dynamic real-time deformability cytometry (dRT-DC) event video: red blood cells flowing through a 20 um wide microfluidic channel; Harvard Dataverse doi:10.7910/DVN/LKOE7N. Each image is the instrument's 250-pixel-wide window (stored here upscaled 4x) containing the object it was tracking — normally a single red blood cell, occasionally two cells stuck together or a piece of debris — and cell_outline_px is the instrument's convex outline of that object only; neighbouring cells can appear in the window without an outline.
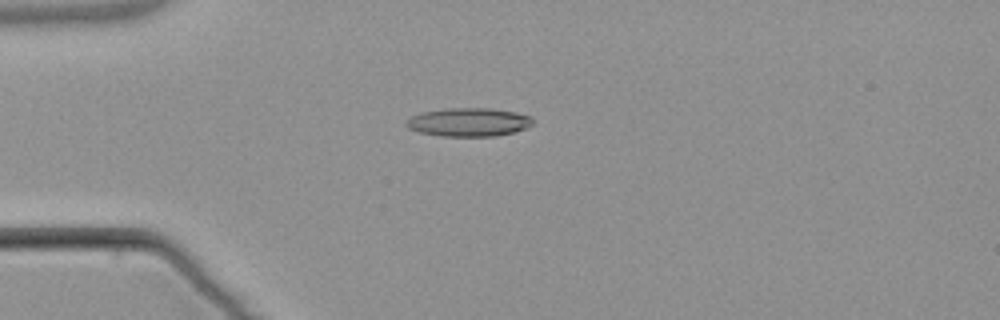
{"species": "common noctule bat (a hibernating species)", "species_latin": "Nyctalus noctula", "temperature_condition": "warm", "stored_images_in_passage": 4, "camera_frame_rate_fps": 3000, "um_per_image_px": 0.085, "animal": {"sex": "male", "body_mass_g": 21.5, "forearm_length_mm": 52.0}, "frame": {"image": 1, "passage_image": 3, "time_ms": 2.333, "image_size_px": [1000, 320], "cell_outline_px": [[536, 124], [512, 132], [496, 136], [440, 136], [420, 132], [408, 128], [404, 124], [412, 116], [420, 112], [444, 108], [492, 108], [516, 112], [532, 116]], "centroid_in_image_um": [39.86, 10.37], "position_along_channel_um": 45.1, "area_um2": 21.21}}